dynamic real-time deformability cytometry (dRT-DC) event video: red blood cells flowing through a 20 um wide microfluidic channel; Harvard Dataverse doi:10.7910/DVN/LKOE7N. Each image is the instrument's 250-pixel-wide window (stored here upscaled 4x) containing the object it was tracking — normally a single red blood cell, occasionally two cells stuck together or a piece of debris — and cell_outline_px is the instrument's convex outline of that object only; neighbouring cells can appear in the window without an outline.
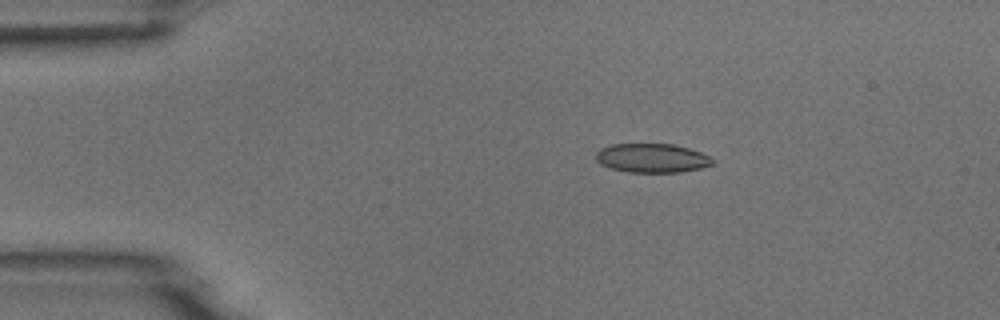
{"species": "common noctule bat (a hibernating species)", "species_latin": "Nyctalus noctula", "temperature_condition": "room temperature", "stored_images_in_passage": 4, "camera_frame_rate_fps": 3000, "um_per_image_px": 0.085, "animal": {"sex": "male", "body_mass_g": 18.8}, "frame": {"image": 1, "passage_image": 3, "time_ms": 3.0, "image_size_px": [1000, 320], "cell_outline_px": [[712, 164], [700, 168], [680, 172], [628, 172], [612, 168], [600, 164], [596, 160], [596, 152], [600, 148], [612, 144], [672, 144], [688, 148], [700, 152], [708, 156], [712, 160]], "centroid_in_image_um": [55.37, 13.43], "position_along_channel_um": 29.6, "area_um2": 19.54}}